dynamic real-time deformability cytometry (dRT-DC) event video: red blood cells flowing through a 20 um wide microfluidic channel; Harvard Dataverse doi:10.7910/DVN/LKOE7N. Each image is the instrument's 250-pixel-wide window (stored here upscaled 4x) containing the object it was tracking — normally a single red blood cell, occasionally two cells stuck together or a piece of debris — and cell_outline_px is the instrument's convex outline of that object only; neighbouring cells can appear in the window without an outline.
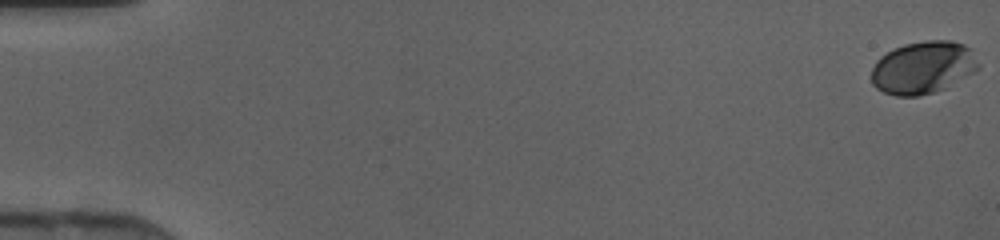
{"species": "human", "species_latin": "Homo sapiens", "temperature_condition": "cold", "stored_images_in_passage": 47, "camera_frame_rate_fps": 3000, "um_per_image_px": 0.085, "donor": {"sex": "female"}, "frame": {"image": 1, "passage_image": 1, "time_ms": 0.0, "image_size_px": [1000, 240], "cell_outline_px": [[980, 68], [976, 72], [944, 88], [920, 96], [896, 96], [884, 92], [876, 88], [872, 84], [872, 68], [876, 60], [880, 56], [892, 48], [904, 44], [928, 40], [952, 40], [964, 44], [972, 48], [980, 64]], "centroid_in_image_um": [78.48, 5.72], "position_along_channel_um": 6.5, "area_um2": 33.18}}
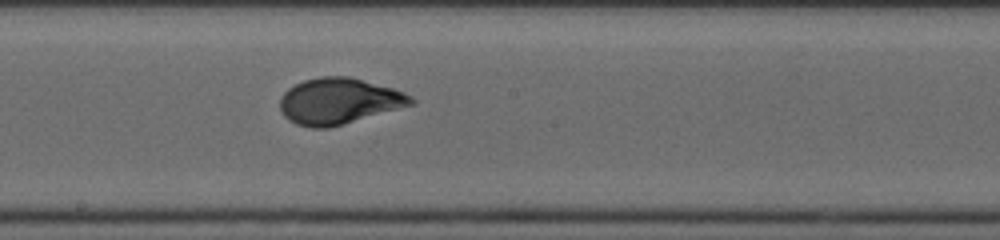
{"frame": {"image": 2, "passage_image": 27, "time_ms": 8.667, "image_size_px": [1000, 240], "cell_outline_px": [[416, 104], [328, 128], [312, 128], [296, 124], [288, 120], [284, 116], [280, 108], [280, 96], [288, 88], [304, 80], [320, 76], [348, 76], [392, 88], [404, 92], [412, 96], [416, 100]], "centroid_in_image_um": [28.81, 8.6], "position_along_channel_um": 219.4, "area_um2": 35.26}}
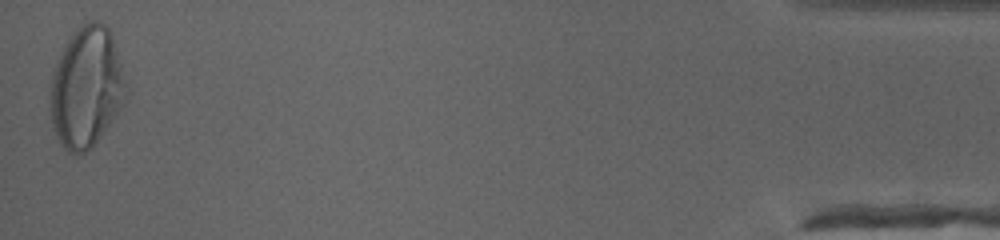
{"frame": {"image": 3, "passage_image": 47, "time_ms": 15.333, "image_size_px": [1000, 240], "cell_outline_px": [[128, 92], [124, 104], [92, 148], [84, 152], [68, 152], [60, 144], [52, 128], [48, 104], [48, 96], [52, 72], [60, 52], [68, 40], [88, 20], [96, 20], [104, 24], [112, 32]], "centroid_in_image_um": [7.32, 7.45], "position_along_channel_um": 427.9, "area_um2": 53.75}}